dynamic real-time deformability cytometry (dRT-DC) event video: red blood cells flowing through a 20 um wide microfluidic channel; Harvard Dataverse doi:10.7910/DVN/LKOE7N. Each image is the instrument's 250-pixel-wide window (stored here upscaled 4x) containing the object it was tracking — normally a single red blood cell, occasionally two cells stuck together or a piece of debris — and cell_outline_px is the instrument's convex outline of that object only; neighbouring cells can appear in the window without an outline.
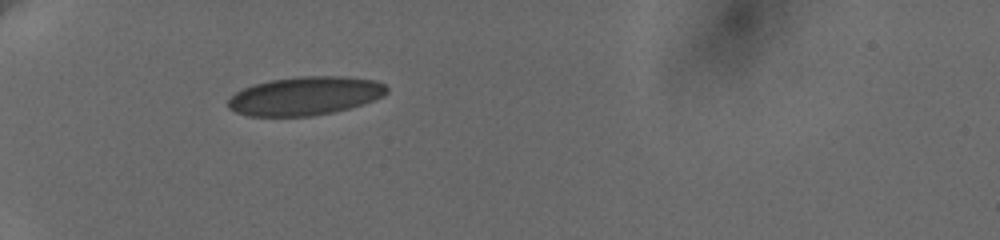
{"species": "human", "species_latin": "Homo sapiens", "temperature_condition": "cold", "stored_images_in_passage": 39, "camera_frame_rate_fps": 3000, "um_per_image_px": 0.085, "donor": {"sex": "female"}, "frame": {"image": 1, "passage_image": 1, "time_ms": 0.0, "image_size_px": [1000, 240], "cell_outline_px": [[388, 92], [372, 100], [348, 108], [332, 112], [312, 116], [248, 116], [236, 112], [228, 108], [228, 100], [236, 92], [252, 84], [268, 80], [300, 76], [344, 76], [376, 80], [384, 84], [388, 88]], "centroid_in_image_um": [25.9, 8.14], "position_along_channel_um": 59.1, "area_um2": 35.55}}
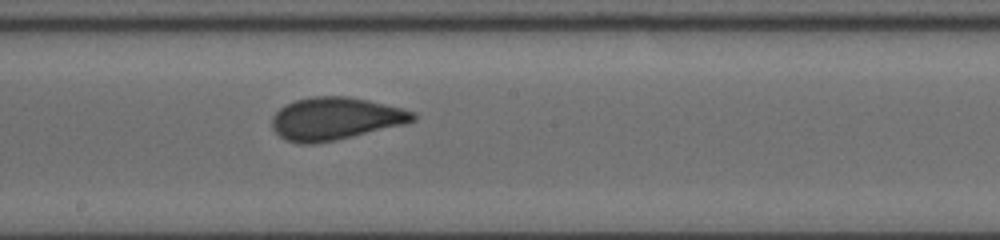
{"frame": {"image": 2, "passage_image": 16, "time_ms": 5.0, "image_size_px": [1000, 240], "cell_outline_px": [[416, 120], [404, 124], [352, 136], [312, 144], [300, 144], [284, 140], [272, 128], [272, 116], [284, 104], [296, 100], [312, 96], [348, 96], [368, 100], [404, 108], [416, 112]], "centroid_in_image_um": [28.49, 10.07], "position_along_channel_um": 219.7, "area_um2": 34.97}}
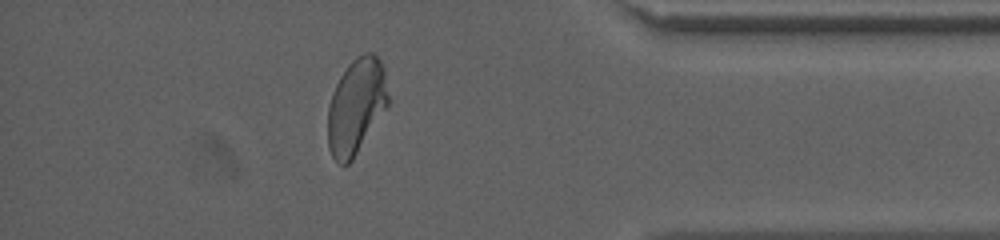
{"frame": {"image": 3, "passage_image": 33, "time_ms": 10.667, "image_size_px": [1000, 240], "cell_outline_px": [[388, 104], [352, 160], [348, 164], [340, 164], [332, 156], [328, 148], [328, 108], [336, 84], [340, 76], [348, 64], [356, 56], [364, 52], [372, 52], [380, 60], [384, 68], [388, 96]], "centroid_in_image_um": [30.27, 9.0], "position_along_channel_um": 404.9, "area_um2": 33.18}, "authors_computed_cell_mechanics": {"area_um2": 34.4488, "velocity_mm_per_s": 3.6235, "shape_relaxation_time_tau1_ms": 5.9115, "shape_relaxation_time_tau2_ms": null, "deformation_change_tau1": 0.1556, "deformation_change_tau2": null}}